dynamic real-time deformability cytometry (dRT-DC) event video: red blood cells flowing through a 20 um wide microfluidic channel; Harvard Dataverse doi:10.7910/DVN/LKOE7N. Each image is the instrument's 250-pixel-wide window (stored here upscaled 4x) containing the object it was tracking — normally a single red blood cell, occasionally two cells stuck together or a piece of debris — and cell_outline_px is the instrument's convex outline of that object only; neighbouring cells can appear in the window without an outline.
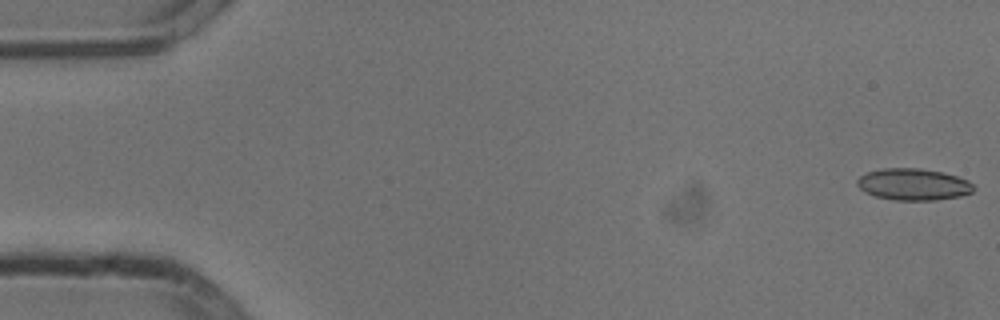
{"species": "common noctule bat (a hibernating species)", "species_latin": "Nyctalus noctula", "temperature_condition": "cold", "stored_images_in_passage": 13, "camera_frame_rate_fps": 3000, "um_per_image_px": 0.085, "animal": {"sex": "male", "body_mass_g": 13.3}, "frame": {"image": 1, "passage_image": 1, "time_ms": 0.0, "image_size_px": [1000, 320], "cell_outline_px": [[976, 188], [972, 192], [960, 196], [936, 200], [892, 200], [876, 196], [864, 192], [856, 184], [856, 180], [860, 176], [868, 172], [884, 168], [920, 168], [944, 172], [968, 180]], "centroid_in_image_um": [77.64, 15.67], "position_along_channel_um": 7.4, "area_um2": 21.62}}
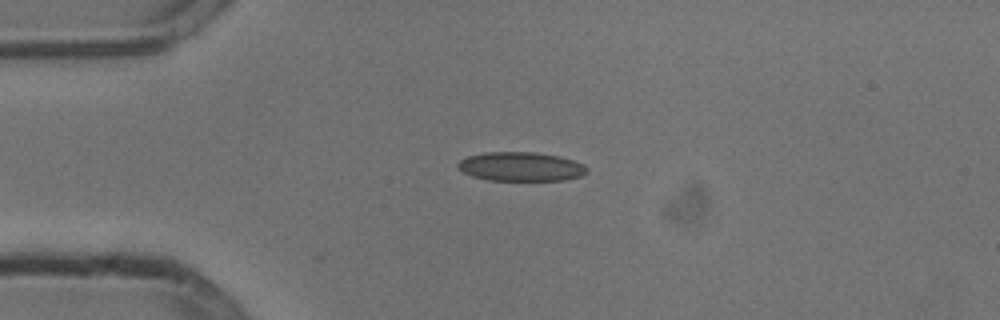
{"frame": {"image": 2, "passage_image": 13, "time_ms": 4.0, "image_size_px": [1000, 320], "cell_outline_px": [[588, 172], [580, 176], [564, 180], [488, 180], [472, 176], [456, 168], [456, 164], [460, 160], [468, 156], [484, 152], [536, 152], [560, 156], [584, 164], [588, 168]], "centroid_in_image_um": [44.27, 14.15], "position_along_channel_um": 40.7, "area_um2": 21.96}}